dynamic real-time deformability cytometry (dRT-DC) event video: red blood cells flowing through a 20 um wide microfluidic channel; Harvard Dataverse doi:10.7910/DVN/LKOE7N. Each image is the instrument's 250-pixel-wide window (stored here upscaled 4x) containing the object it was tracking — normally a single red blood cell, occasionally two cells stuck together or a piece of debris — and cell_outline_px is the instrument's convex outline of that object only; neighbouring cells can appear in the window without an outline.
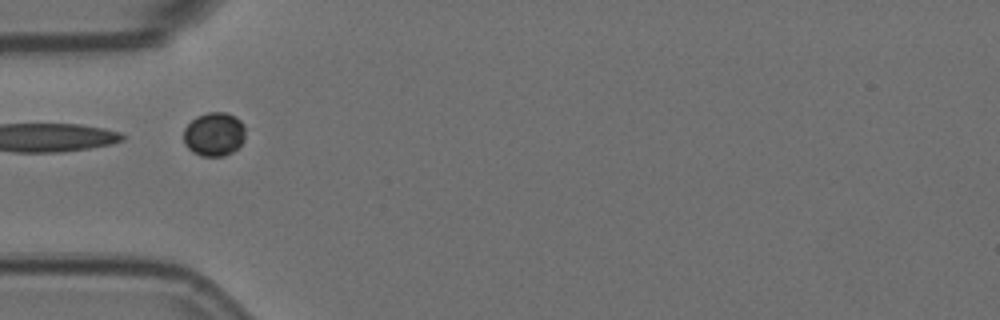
{"species": "Egyptian fruit bat (a non-hibernating species)", "species_latin": "Rousettus aegyptiacus", "temperature_condition": "room temperature", "stored_images_in_passage": 7, "camera_frame_rate_fps": 3000, "um_per_image_px": 0.085, "animal": {"sex": "female"}, "frame": {"image": 1, "passage_image": 6, "time_ms": 1.667, "image_size_px": [1000, 320], "cell_outline_px": [[244, 140], [232, 152], [224, 156], [200, 156], [192, 152], [184, 144], [184, 128], [196, 116], [208, 112], [224, 112], [236, 116], [240, 120], [244, 128]], "centroid_in_image_um": [18.18, 11.41], "position_along_channel_um": 66.8, "area_um2": 15.78}}
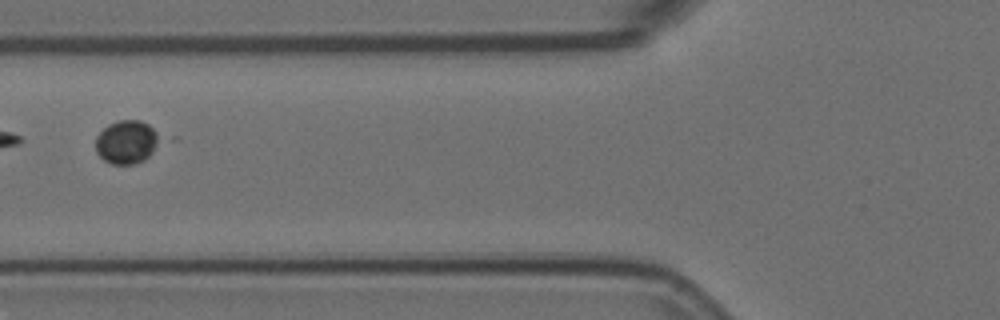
{"frame": {"image": 2, "passage_image": 7, "time_ms": 2.0, "image_size_px": [1000, 320], "cell_outline_px": [[164, 136], [152, 152], [144, 160], [136, 164], [112, 164], [104, 160], [96, 152], [96, 136], [108, 124], [120, 120], [140, 120], [148, 124]], "centroid_in_image_um": [10.8, 12.06], "position_along_channel_um": 115.0, "area_um2": 16.42}}